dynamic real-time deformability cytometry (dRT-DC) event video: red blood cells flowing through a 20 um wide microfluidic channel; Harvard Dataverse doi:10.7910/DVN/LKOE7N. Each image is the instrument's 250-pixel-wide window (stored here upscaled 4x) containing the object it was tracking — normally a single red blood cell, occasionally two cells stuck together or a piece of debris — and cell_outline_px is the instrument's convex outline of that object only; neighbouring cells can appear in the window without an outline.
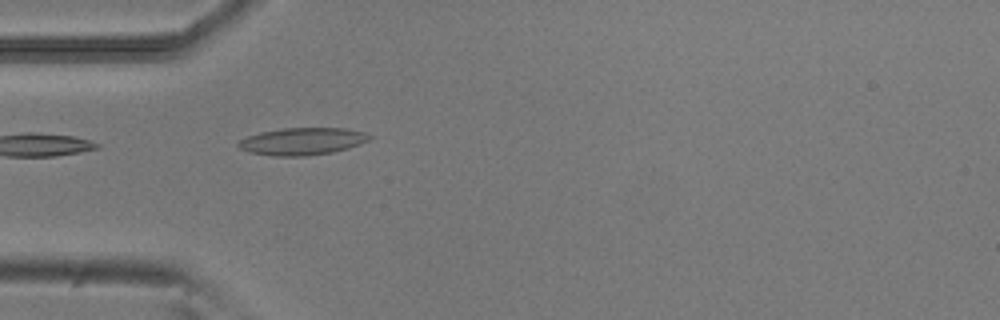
{"species": "common noctule bat (a hibernating species)", "species_latin": "Nyctalus noctula", "temperature_condition": "room temperature", "stored_images_in_passage": 5, "camera_frame_rate_fps": 3000, "um_per_image_px": 0.085, "animal": {"sex": "male", "body_mass_g": 20.5, "forearm_length_mm": 52.5}, "frame": {"image": 1, "passage_image": 5, "time_ms": 1.333, "image_size_px": [1000, 320], "cell_outline_px": [[372, 136], [368, 140], [360, 144], [348, 148], [332, 152], [304, 156], [272, 156], [248, 152], [240, 148], [236, 144], [240, 140], [248, 136], [260, 132], [280, 128], [344, 128], [364, 132]], "centroid_in_image_um": [25.67, 12.01], "position_along_channel_um": 59.3, "area_um2": 20.81}}